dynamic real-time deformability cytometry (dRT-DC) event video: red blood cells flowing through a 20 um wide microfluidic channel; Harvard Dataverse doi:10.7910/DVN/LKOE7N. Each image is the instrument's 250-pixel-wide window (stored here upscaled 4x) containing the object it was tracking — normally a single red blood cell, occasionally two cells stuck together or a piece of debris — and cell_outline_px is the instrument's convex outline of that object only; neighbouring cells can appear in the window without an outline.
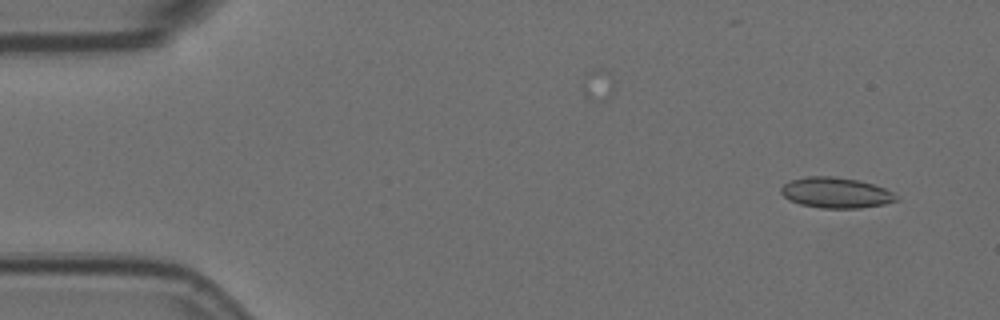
{"species": "Egyptian fruit bat (a non-hibernating species)", "species_latin": "Rousettus aegyptiacus", "temperature_condition": "room temperature", "stored_images_in_passage": 6, "camera_frame_rate_fps": 3000, "um_per_image_px": 0.085, "animal": {"sex": "female"}, "frame": {"image": 1, "passage_image": 2, "time_ms": 0.333, "image_size_px": [1000, 320], "cell_outline_px": [[900, 200], [884, 204], [860, 208], [820, 208], [800, 204], [784, 196], [780, 192], [780, 188], [784, 184], [792, 180], [808, 176], [832, 176], [856, 180], [872, 184], [884, 188], [900, 196]], "centroid_in_image_um": [71.08, 16.39], "position_along_channel_um": 13.9, "area_um2": 20.46}}